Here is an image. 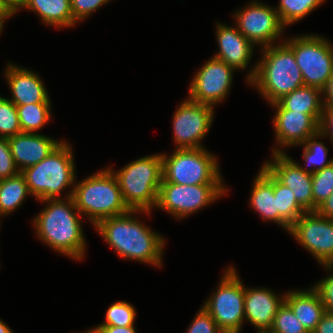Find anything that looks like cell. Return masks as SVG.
Segmentation results:
<instances>
[{"label":"cell","instance_id":"32","mask_svg":"<svg viewBox=\"0 0 333 333\" xmlns=\"http://www.w3.org/2000/svg\"><path fill=\"white\" fill-rule=\"evenodd\" d=\"M21 132L16 105L0 96V137L9 138Z\"/></svg>","mask_w":333,"mask_h":333},{"label":"cell","instance_id":"16","mask_svg":"<svg viewBox=\"0 0 333 333\" xmlns=\"http://www.w3.org/2000/svg\"><path fill=\"white\" fill-rule=\"evenodd\" d=\"M271 105L277 109L273 123L278 148L301 145L318 133L319 122L311 114L286 110L279 102Z\"/></svg>","mask_w":333,"mask_h":333},{"label":"cell","instance_id":"3","mask_svg":"<svg viewBox=\"0 0 333 333\" xmlns=\"http://www.w3.org/2000/svg\"><path fill=\"white\" fill-rule=\"evenodd\" d=\"M278 44L262 49L263 58L256 63L247 77V81L258 88L270 104L304 86L302 72L296 63L293 50L285 42Z\"/></svg>","mask_w":333,"mask_h":333},{"label":"cell","instance_id":"35","mask_svg":"<svg viewBox=\"0 0 333 333\" xmlns=\"http://www.w3.org/2000/svg\"><path fill=\"white\" fill-rule=\"evenodd\" d=\"M186 333H223L204 307L196 314Z\"/></svg>","mask_w":333,"mask_h":333},{"label":"cell","instance_id":"41","mask_svg":"<svg viewBox=\"0 0 333 333\" xmlns=\"http://www.w3.org/2000/svg\"><path fill=\"white\" fill-rule=\"evenodd\" d=\"M316 212L321 216L333 219V193L317 207Z\"/></svg>","mask_w":333,"mask_h":333},{"label":"cell","instance_id":"36","mask_svg":"<svg viewBox=\"0 0 333 333\" xmlns=\"http://www.w3.org/2000/svg\"><path fill=\"white\" fill-rule=\"evenodd\" d=\"M110 0H71V10L74 20L78 23L106 4Z\"/></svg>","mask_w":333,"mask_h":333},{"label":"cell","instance_id":"6","mask_svg":"<svg viewBox=\"0 0 333 333\" xmlns=\"http://www.w3.org/2000/svg\"><path fill=\"white\" fill-rule=\"evenodd\" d=\"M70 145L64 141L38 164L21 173L31 195L40 200L61 198V192L75 184V165Z\"/></svg>","mask_w":333,"mask_h":333},{"label":"cell","instance_id":"45","mask_svg":"<svg viewBox=\"0 0 333 333\" xmlns=\"http://www.w3.org/2000/svg\"><path fill=\"white\" fill-rule=\"evenodd\" d=\"M11 17L10 14H0V33L1 31L3 30V26H4V23H5V19Z\"/></svg>","mask_w":333,"mask_h":333},{"label":"cell","instance_id":"37","mask_svg":"<svg viewBox=\"0 0 333 333\" xmlns=\"http://www.w3.org/2000/svg\"><path fill=\"white\" fill-rule=\"evenodd\" d=\"M327 268V271L333 269V264L323 265ZM314 288L319 292L322 302L327 312L333 313V274L324 278Z\"/></svg>","mask_w":333,"mask_h":333},{"label":"cell","instance_id":"44","mask_svg":"<svg viewBox=\"0 0 333 333\" xmlns=\"http://www.w3.org/2000/svg\"><path fill=\"white\" fill-rule=\"evenodd\" d=\"M0 333H13L9 326L0 320Z\"/></svg>","mask_w":333,"mask_h":333},{"label":"cell","instance_id":"43","mask_svg":"<svg viewBox=\"0 0 333 333\" xmlns=\"http://www.w3.org/2000/svg\"><path fill=\"white\" fill-rule=\"evenodd\" d=\"M27 0H0V4L3 8L12 16L20 8H23Z\"/></svg>","mask_w":333,"mask_h":333},{"label":"cell","instance_id":"21","mask_svg":"<svg viewBox=\"0 0 333 333\" xmlns=\"http://www.w3.org/2000/svg\"><path fill=\"white\" fill-rule=\"evenodd\" d=\"M251 191L250 205L264 220L276 222L290 230L291 225L279 214L277 196H274V176L262 165L255 177Z\"/></svg>","mask_w":333,"mask_h":333},{"label":"cell","instance_id":"13","mask_svg":"<svg viewBox=\"0 0 333 333\" xmlns=\"http://www.w3.org/2000/svg\"><path fill=\"white\" fill-rule=\"evenodd\" d=\"M213 117L212 106L188 98L183 101L173 118V136L177 149L202 148L200 142L207 135Z\"/></svg>","mask_w":333,"mask_h":333},{"label":"cell","instance_id":"20","mask_svg":"<svg viewBox=\"0 0 333 333\" xmlns=\"http://www.w3.org/2000/svg\"><path fill=\"white\" fill-rule=\"evenodd\" d=\"M216 29L219 51L214 57L224 61L234 70L245 69L250 63L254 45L239 32L237 27L218 23Z\"/></svg>","mask_w":333,"mask_h":333},{"label":"cell","instance_id":"39","mask_svg":"<svg viewBox=\"0 0 333 333\" xmlns=\"http://www.w3.org/2000/svg\"><path fill=\"white\" fill-rule=\"evenodd\" d=\"M86 333H136L134 325L132 326H110V325H99L94 329L87 330Z\"/></svg>","mask_w":333,"mask_h":333},{"label":"cell","instance_id":"23","mask_svg":"<svg viewBox=\"0 0 333 333\" xmlns=\"http://www.w3.org/2000/svg\"><path fill=\"white\" fill-rule=\"evenodd\" d=\"M23 7L39 14L44 24L59 29L77 23L71 10V0H27Z\"/></svg>","mask_w":333,"mask_h":333},{"label":"cell","instance_id":"17","mask_svg":"<svg viewBox=\"0 0 333 333\" xmlns=\"http://www.w3.org/2000/svg\"><path fill=\"white\" fill-rule=\"evenodd\" d=\"M8 142L14 163L20 172L38 164L62 143L48 136L29 132L9 137Z\"/></svg>","mask_w":333,"mask_h":333},{"label":"cell","instance_id":"24","mask_svg":"<svg viewBox=\"0 0 333 333\" xmlns=\"http://www.w3.org/2000/svg\"><path fill=\"white\" fill-rule=\"evenodd\" d=\"M320 94L322 90L318 88L303 86L285 95L278 102L286 110L311 114L319 122L323 109V100H320L323 98Z\"/></svg>","mask_w":333,"mask_h":333},{"label":"cell","instance_id":"10","mask_svg":"<svg viewBox=\"0 0 333 333\" xmlns=\"http://www.w3.org/2000/svg\"><path fill=\"white\" fill-rule=\"evenodd\" d=\"M223 184L180 185L162 182L156 207L178 219L188 216L212 203L226 193Z\"/></svg>","mask_w":333,"mask_h":333},{"label":"cell","instance_id":"31","mask_svg":"<svg viewBox=\"0 0 333 333\" xmlns=\"http://www.w3.org/2000/svg\"><path fill=\"white\" fill-rule=\"evenodd\" d=\"M268 333H309V331L296 318L291 308L283 302Z\"/></svg>","mask_w":333,"mask_h":333},{"label":"cell","instance_id":"29","mask_svg":"<svg viewBox=\"0 0 333 333\" xmlns=\"http://www.w3.org/2000/svg\"><path fill=\"white\" fill-rule=\"evenodd\" d=\"M319 136L320 133L318 132L315 135L308 137L302 144L305 145L302 157L305 162H308V164L311 165V167L314 166V169L312 167L310 170L301 167L302 170L309 174H314L316 171L328 167L333 163V159L326 160L328 148L322 142L316 140Z\"/></svg>","mask_w":333,"mask_h":333},{"label":"cell","instance_id":"15","mask_svg":"<svg viewBox=\"0 0 333 333\" xmlns=\"http://www.w3.org/2000/svg\"><path fill=\"white\" fill-rule=\"evenodd\" d=\"M273 161L264 167L284 186L293 190L297 202L308 212L313 211L312 174L302 170L281 149H273Z\"/></svg>","mask_w":333,"mask_h":333},{"label":"cell","instance_id":"26","mask_svg":"<svg viewBox=\"0 0 333 333\" xmlns=\"http://www.w3.org/2000/svg\"><path fill=\"white\" fill-rule=\"evenodd\" d=\"M50 103L16 105L22 132L35 133L50 120Z\"/></svg>","mask_w":333,"mask_h":333},{"label":"cell","instance_id":"27","mask_svg":"<svg viewBox=\"0 0 333 333\" xmlns=\"http://www.w3.org/2000/svg\"><path fill=\"white\" fill-rule=\"evenodd\" d=\"M325 0H280L278 8L279 19L284 26L295 23L306 17Z\"/></svg>","mask_w":333,"mask_h":333},{"label":"cell","instance_id":"46","mask_svg":"<svg viewBox=\"0 0 333 333\" xmlns=\"http://www.w3.org/2000/svg\"><path fill=\"white\" fill-rule=\"evenodd\" d=\"M0 14H9L1 4H0Z\"/></svg>","mask_w":333,"mask_h":333},{"label":"cell","instance_id":"22","mask_svg":"<svg viewBox=\"0 0 333 333\" xmlns=\"http://www.w3.org/2000/svg\"><path fill=\"white\" fill-rule=\"evenodd\" d=\"M284 302L291 308L296 318L311 333L326 312L319 292L312 287L309 291H289L284 294Z\"/></svg>","mask_w":333,"mask_h":333},{"label":"cell","instance_id":"19","mask_svg":"<svg viewBox=\"0 0 333 333\" xmlns=\"http://www.w3.org/2000/svg\"><path fill=\"white\" fill-rule=\"evenodd\" d=\"M5 74L13 96L9 100L15 105L51 103L46 88L36 73L8 64Z\"/></svg>","mask_w":333,"mask_h":333},{"label":"cell","instance_id":"1","mask_svg":"<svg viewBox=\"0 0 333 333\" xmlns=\"http://www.w3.org/2000/svg\"><path fill=\"white\" fill-rule=\"evenodd\" d=\"M138 212L104 218L95 227L119 256L161 267L165 239L136 220L132 214Z\"/></svg>","mask_w":333,"mask_h":333},{"label":"cell","instance_id":"38","mask_svg":"<svg viewBox=\"0 0 333 333\" xmlns=\"http://www.w3.org/2000/svg\"><path fill=\"white\" fill-rule=\"evenodd\" d=\"M318 132L321 137L330 136L331 142H333V107L323 106L320 121L318 123Z\"/></svg>","mask_w":333,"mask_h":333},{"label":"cell","instance_id":"42","mask_svg":"<svg viewBox=\"0 0 333 333\" xmlns=\"http://www.w3.org/2000/svg\"><path fill=\"white\" fill-rule=\"evenodd\" d=\"M322 95L325 96L323 97L324 101L323 106H332L333 107V71L331 76L329 77L328 81L326 82V85L322 89Z\"/></svg>","mask_w":333,"mask_h":333},{"label":"cell","instance_id":"7","mask_svg":"<svg viewBox=\"0 0 333 333\" xmlns=\"http://www.w3.org/2000/svg\"><path fill=\"white\" fill-rule=\"evenodd\" d=\"M162 156V182L180 185L222 184L217 159L204 147L177 149Z\"/></svg>","mask_w":333,"mask_h":333},{"label":"cell","instance_id":"8","mask_svg":"<svg viewBox=\"0 0 333 333\" xmlns=\"http://www.w3.org/2000/svg\"><path fill=\"white\" fill-rule=\"evenodd\" d=\"M244 297L245 287L235 268L229 267L203 307L223 333H239L245 319Z\"/></svg>","mask_w":333,"mask_h":333},{"label":"cell","instance_id":"18","mask_svg":"<svg viewBox=\"0 0 333 333\" xmlns=\"http://www.w3.org/2000/svg\"><path fill=\"white\" fill-rule=\"evenodd\" d=\"M284 298L267 288H245V318L258 329L257 333H268Z\"/></svg>","mask_w":333,"mask_h":333},{"label":"cell","instance_id":"25","mask_svg":"<svg viewBox=\"0 0 333 333\" xmlns=\"http://www.w3.org/2000/svg\"><path fill=\"white\" fill-rule=\"evenodd\" d=\"M27 195H30V192L21 172L0 180V216L8 215L21 206Z\"/></svg>","mask_w":333,"mask_h":333},{"label":"cell","instance_id":"30","mask_svg":"<svg viewBox=\"0 0 333 333\" xmlns=\"http://www.w3.org/2000/svg\"><path fill=\"white\" fill-rule=\"evenodd\" d=\"M333 193V163L312 174L313 211Z\"/></svg>","mask_w":333,"mask_h":333},{"label":"cell","instance_id":"14","mask_svg":"<svg viewBox=\"0 0 333 333\" xmlns=\"http://www.w3.org/2000/svg\"><path fill=\"white\" fill-rule=\"evenodd\" d=\"M233 71L224 61L211 58L192 79L188 99L213 107L229 93Z\"/></svg>","mask_w":333,"mask_h":333},{"label":"cell","instance_id":"9","mask_svg":"<svg viewBox=\"0 0 333 333\" xmlns=\"http://www.w3.org/2000/svg\"><path fill=\"white\" fill-rule=\"evenodd\" d=\"M284 42L293 50L304 86L322 90L333 71L332 45L325 38L310 34Z\"/></svg>","mask_w":333,"mask_h":333},{"label":"cell","instance_id":"12","mask_svg":"<svg viewBox=\"0 0 333 333\" xmlns=\"http://www.w3.org/2000/svg\"><path fill=\"white\" fill-rule=\"evenodd\" d=\"M234 18L239 32L253 45L259 44L263 48L273 45L285 28L274 7L257 1L235 12Z\"/></svg>","mask_w":333,"mask_h":333},{"label":"cell","instance_id":"40","mask_svg":"<svg viewBox=\"0 0 333 333\" xmlns=\"http://www.w3.org/2000/svg\"><path fill=\"white\" fill-rule=\"evenodd\" d=\"M311 333H333V313L326 311Z\"/></svg>","mask_w":333,"mask_h":333},{"label":"cell","instance_id":"11","mask_svg":"<svg viewBox=\"0 0 333 333\" xmlns=\"http://www.w3.org/2000/svg\"><path fill=\"white\" fill-rule=\"evenodd\" d=\"M289 232L320 264H333V219L308 211L291 225Z\"/></svg>","mask_w":333,"mask_h":333},{"label":"cell","instance_id":"5","mask_svg":"<svg viewBox=\"0 0 333 333\" xmlns=\"http://www.w3.org/2000/svg\"><path fill=\"white\" fill-rule=\"evenodd\" d=\"M114 175L128 208L149 215L151 209L156 207L163 179L161 154L139 158L115 171Z\"/></svg>","mask_w":333,"mask_h":333},{"label":"cell","instance_id":"4","mask_svg":"<svg viewBox=\"0 0 333 333\" xmlns=\"http://www.w3.org/2000/svg\"><path fill=\"white\" fill-rule=\"evenodd\" d=\"M70 194L77 210L95 226L100 220L120 216L130 209L125 204L117 177L110 167L74 184Z\"/></svg>","mask_w":333,"mask_h":333},{"label":"cell","instance_id":"28","mask_svg":"<svg viewBox=\"0 0 333 333\" xmlns=\"http://www.w3.org/2000/svg\"><path fill=\"white\" fill-rule=\"evenodd\" d=\"M274 196H277L279 214L292 225L303 213L307 212L296 200L293 190L284 186L274 177Z\"/></svg>","mask_w":333,"mask_h":333},{"label":"cell","instance_id":"33","mask_svg":"<svg viewBox=\"0 0 333 333\" xmlns=\"http://www.w3.org/2000/svg\"><path fill=\"white\" fill-rule=\"evenodd\" d=\"M136 317L133 305L125 301L113 303L106 312L105 322L101 325L132 326Z\"/></svg>","mask_w":333,"mask_h":333},{"label":"cell","instance_id":"34","mask_svg":"<svg viewBox=\"0 0 333 333\" xmlns=\"http://www.w3.org/2000/svg\"><path fill=\"white\" fill-rule=\"evenodd\" d=\"M19 172L11 154L8 138L0 137V180L13 177Z\"/></svg>","mask_w":333,"mask_h":333},{"label":"cell","instance_id":"2","mask_svg":"<svg viewBox=\"0 0 333 333\" xmlns=\"http://www.w3.org/2000/svg\"><path fill=\"white\" fill-rule=\"evenodd\" d=\"M66 200H42L48 202V205L34 218L33 225L42 242L62 254L81 260L86 247L81 214L75 206L72 194L69 193Z\"/></svg>","mask_w":333,"mask_h":333}]
</instances>
